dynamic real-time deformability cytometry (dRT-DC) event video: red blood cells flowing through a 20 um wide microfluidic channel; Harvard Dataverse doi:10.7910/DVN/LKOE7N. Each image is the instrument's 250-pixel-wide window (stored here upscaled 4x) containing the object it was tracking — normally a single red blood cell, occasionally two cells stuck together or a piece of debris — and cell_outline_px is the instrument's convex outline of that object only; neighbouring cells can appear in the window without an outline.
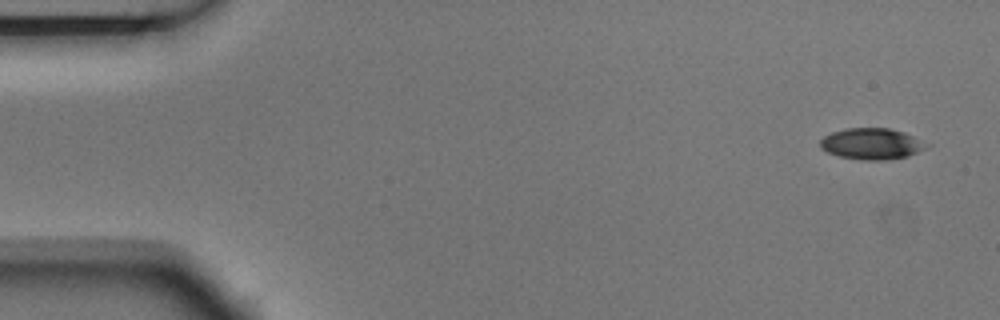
{"species": "Egyptian fruit bat (a non-hibernating species)", "species_latin": "Rousettus aegyptiacus", "temperature_condition": "room temperature", "stored_images_in_passage": 6, "camera_frame_rate_fps": 3000, "um_per_image_px": 0.085, "animal": {"sex": "male"}, "frame": {"image": 1, "passage_image": 1, "time_ms": 0.0, "image_size_px": [1000, 320], "cell_outline_px": [[932, 144], [908, 156], [884, 160], [864, 160], [840, 156], [828, 152], [820, 148], [820, 140], [824, 136], [832, 132], [848, 128], [888, 128], [904, 132]], "centroid_in_image_um": [74.1, 12.21], "position_along_channel_um": 10.9, "area_um2": 19.25}}
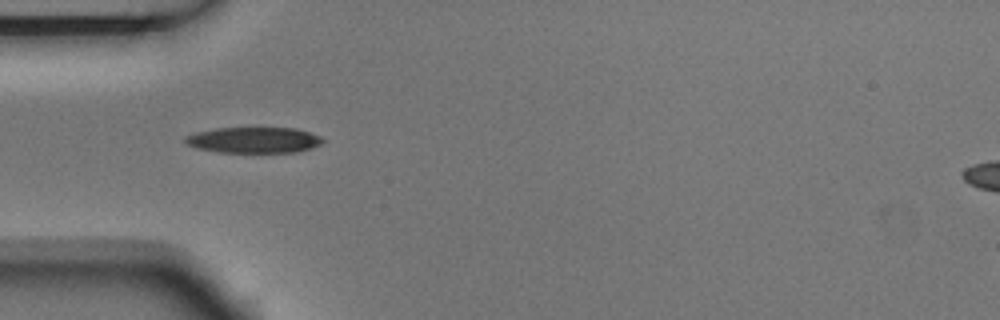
{"frame": {"image": 2, "passage_image": 5, "time_ms": 1.333, "image_size_px": [1000, 320], "cell_outline_px": [[324, 140], [320, 144], [312, 148], [296, 152], [220, 152], [196, 148], [184, 144], [184, 136], [196, 132], [216, 128], [296, 128], [320, 136]], "centroid_in_image_um": [21.53, 11.9], "position_along_channel_um": 63.5, "area_um2": 20.75}}
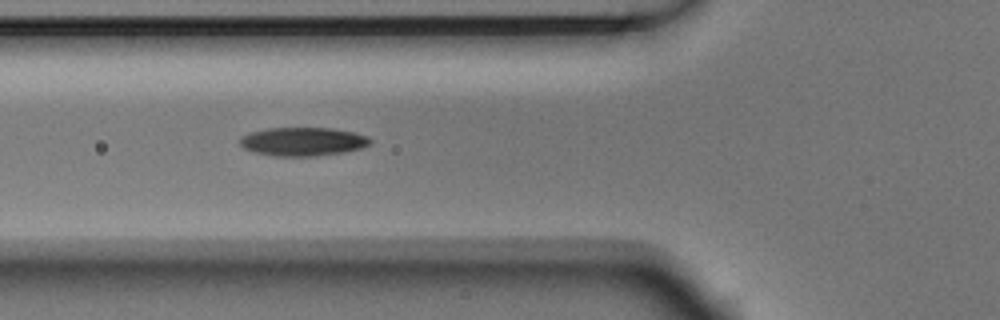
{"frame": {"image": 3, "passage_image": 6, "time_ms": 1.667, "image_size_px": [1000, 320], "cell_outline_px": [[372, 144], [360, 148], [344, 152], [316, 156], [276, 156], [256, 152], [244, 148], [240, 144], [240, 136], [248, 132], [268, 128], [332, 128], [352, 132], [368, 136], [372, 140]], "centroid_in_image_um": [25.75, 12.03], "position_along_channel_um": 100.1, "area_um2": 21.73}}